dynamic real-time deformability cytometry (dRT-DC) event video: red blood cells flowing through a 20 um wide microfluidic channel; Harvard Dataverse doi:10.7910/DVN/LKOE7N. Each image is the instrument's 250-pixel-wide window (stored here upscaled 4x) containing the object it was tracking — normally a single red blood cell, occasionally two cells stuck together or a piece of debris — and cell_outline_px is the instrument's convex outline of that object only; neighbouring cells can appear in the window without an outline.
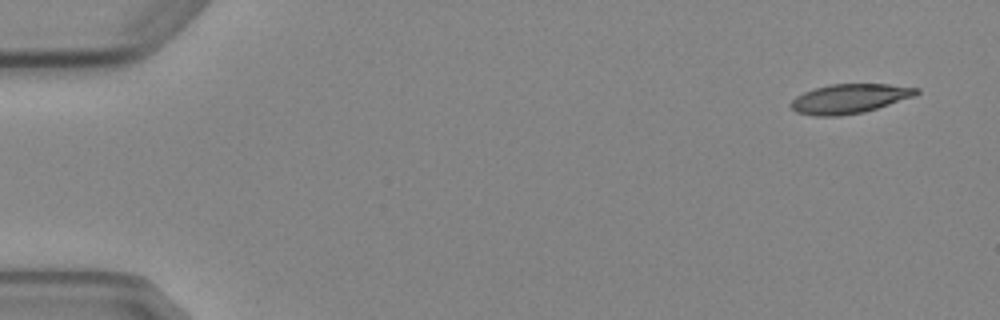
{"species": "Egyptian fruit bat (a non-hibernating species)", "species_latin": "Rousettus aegyptiacus", "temperature_condition": "cold", "stored_images_in_passage": 5, "camera_frame_rate_fps": 3000, "um_per_image_px": 0.085, "animal": {"sex": "female"}, "frame": {"image": 1, "passage_image": 1, "time_ms": 0.0, "image_size_px": [1000, 320], "cell_outline_px": [[920, 92], [916, 96], [864, 112], [840, 116], [812, 116], [796, 112], [788, 104], [796, 96], [804, 92], [828, 84], [888, 84], [920, 88]], "centroid_in_image_um": [72.21, 8.39], "position_along_channel_um": 12.8, "area_um2": 21.68}}
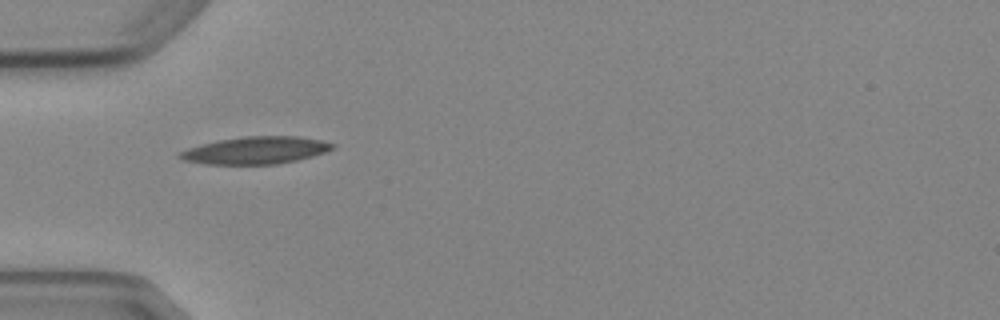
{"frame": {"image": 2, "passage_image": 4, "time_ms": 4.667, "image_size_px": [1000, 320], "cell_outline_px": [[336, 144], [332, 148], [324, 152], [312, 156], [296, 160], [276, 164], [204, 164], [184, 160], [176, 156], [180, 152], [188, 148], [220, 140], [248, 136], [296, 136], [320, 140]], "centroid_in_image_um": [21.72, 12.78], "position_along_channel_um": 63.3, "area_um2": 23.93}}
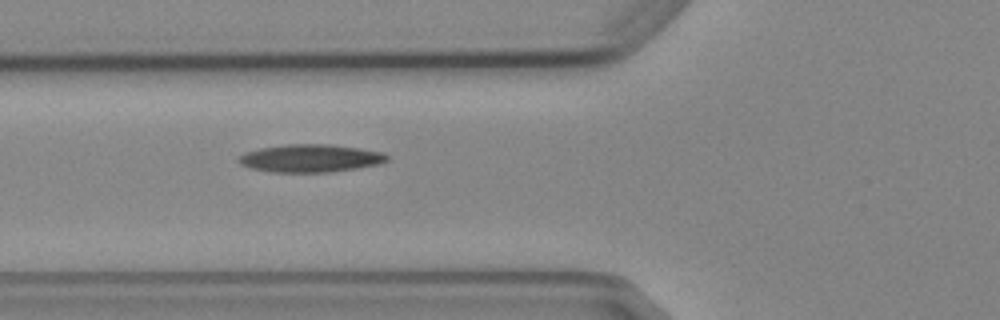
{"frame": {"image": 3, "passage_image": 5, "time_ms": 5.667, "image_size_px": [1000, 320], "cell_outline_px": [[388, 160], [380, 164], [356, 168], [328, 172], [272, 172], [252, 168], [240, 164], [236, 160], [244, 152], [260, 148], [284, 144], [328, 144], [360, 148], [384, 152], [388, 156]], "centroid_in_image_um": [26.38, 13.44], "position_along_channel_um": 99.4, "area_um2": 24.1}}